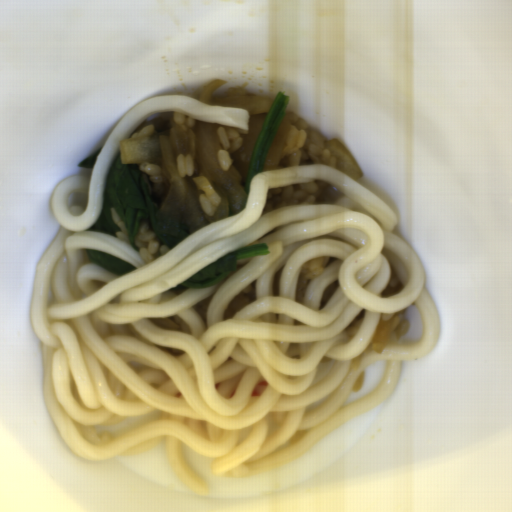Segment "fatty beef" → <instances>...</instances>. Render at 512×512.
<instances>
[{
	"label": "fatty beef",
	"mask_w": 512,
	"mask_h": 512,
	"mask_svg": "<svg viewBox=\"0 0 512 512\" xmlns=\"http://www.w3.org/2000/svg\"><path fill=\"white\" fill-rule=\"evenodd\" d=\"M267 113H257L250 115L248 118L247 133L242 134L239 131V137L242 138V145L238 147L236 151L231 153V166L230 169L234 168L241 178L242 187H246L250 163L253 155L254 148L256 146L258 137L266 119Z\"/></svg>",
	"instance_id": "obj_1"
},
{
	"label": "fatty beef",
	"mask_w": 512,
	"mask_h": 512,
	"mask_svg": "<svg viewBox=\"0 0 512 512\" xmlns=\"http://www.w3.org/2000/svg\"><path fill=\"white\" fill-rule=\"evenodd\" d=\"M293 117L294 113H285L271 143L262 171L275 170L279 167V160L293 122Z\"/></svg>",
	"instance_id": "obj_2"
}]
</instances>
